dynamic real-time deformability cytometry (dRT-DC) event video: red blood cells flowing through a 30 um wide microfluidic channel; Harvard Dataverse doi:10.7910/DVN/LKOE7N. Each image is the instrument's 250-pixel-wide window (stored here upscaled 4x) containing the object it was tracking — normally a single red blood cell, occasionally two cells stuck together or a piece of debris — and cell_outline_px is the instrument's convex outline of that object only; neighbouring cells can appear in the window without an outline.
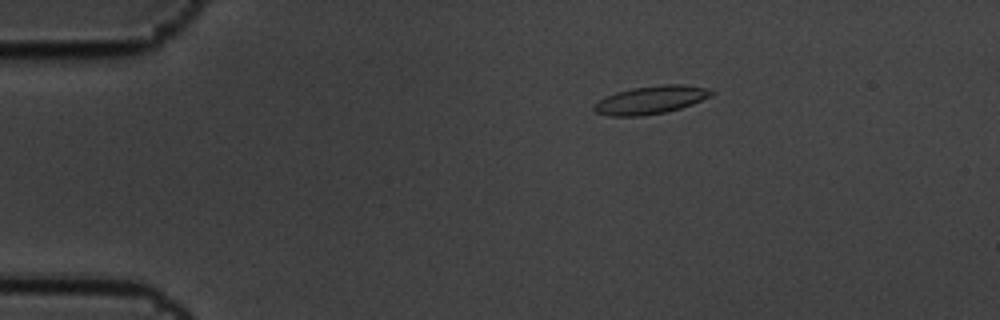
{"species": "common noctule bat (a hibernating species)", "species_latin": "Nyctalus noctula", "temperature_condition": "cold", "stored_images_in_passage": 4, "camera_frame_rate_fps": 3000, "um_per_image_px": 0.085, "animal": {"sex": "male", "body_mass_g": 19.5, "forearm_length_mm": 54.6}, "frame": {"image": 1, "passage_image": 1, "time_ms": 0.0, "image_size_px": [1000, 320], "cell_outline_px": [[716, 92], [712, 96], [692, 104], [680, 108], [664, 112], [640, 116], [612, 116], [596, 112], [592, 108], [592, 104], [604, 96], [616, 92], [632, 88], [660, 84], [684, 84], [704, 88]], "centroid_in_image_um": [55.29, 8.48], "position_along_channel_um": 29.7, "area_um2": 19.25}}